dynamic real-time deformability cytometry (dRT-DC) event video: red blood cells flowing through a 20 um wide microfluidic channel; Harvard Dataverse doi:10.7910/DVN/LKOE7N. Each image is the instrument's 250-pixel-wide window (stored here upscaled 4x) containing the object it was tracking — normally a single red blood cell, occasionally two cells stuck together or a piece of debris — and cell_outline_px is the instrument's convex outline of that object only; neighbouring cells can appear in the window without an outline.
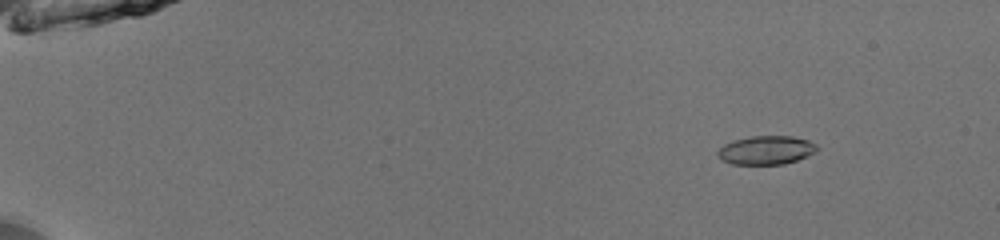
{"species": "common noctule bat (a hibernating species)", "species_latin": "Nyctalus noctula", "temperature_condition": "room temperature", "stored_images_in_passage": 47, "camera_frame_rate_fps": 3000, "um_per_image_px": 0.085, "animal": {"sex": "male", "body_mass_g": 13.0, "forearm_length_mm": 53.1}, "frame": {"image": 1, "passage_image": 2, "time_ms": 0.333, "image_size_px": [1000, 240], "cell_outline_px": [[816, 152], [796, 160], [784, 164], [732, 164], [720, 160], [716, 156], [716, 152], [724, 144], [732, 140], [752, 136], [792, 136], [808, 140], [816, 144]], "centroid_in_image_um": [65.07, 12.76], "position_along_channel_um": 19.9, "area_um2": 16.65}}
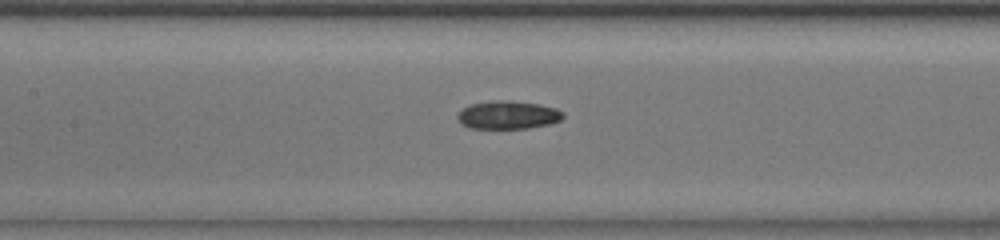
{"frame": {"image": 2, "passage_image": 22, "time_ms": 7.0, "image_size_px": [1000, 240], "cell_outline_px": [[564, 116], [560, 120], [548, 124], [528, 128], [468, 128], [460, 124], [456, 116], [468, 104], [500, 100], [508, 100], [540, 104], [556, 108], [564, 112]], "centroid_in_image_um": [43.17, 9.77], "position_along_channel_um": 164.2, "area_um2": 17.34}}
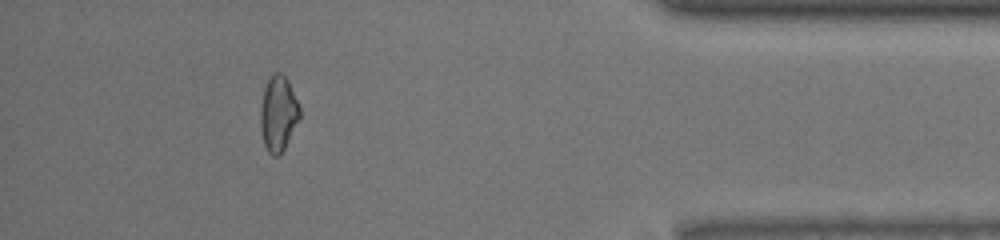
{"frame": {"image": 3, "passage_image": 43, "time_ms": 14.0, "image_size_px": [1000, 240], "cell_outline_px": [[300, 116], [280, 156], [272, 156], [268, 152], [264, 144], [260, 128], [260, 108], [264, 88], [272, 72], [280, 72], [288, 80], [300, 108]], "centroid_in_image_um": [23.63, 9.65], "position_along_channel_um": 411.6, "area_um2": 17.17}, "authors_computed_cell_mechanics": {"area_um2": 17.051, "velocity_mm_per_s": 4.0254, "shape_relaxation_time_tau1_ms": 5.8493, "shape_relaxation_time_tau2_ms": 5.067, "deformation_change_tau1": 0.1555, "deformation_change_tau2": 0.1123}}